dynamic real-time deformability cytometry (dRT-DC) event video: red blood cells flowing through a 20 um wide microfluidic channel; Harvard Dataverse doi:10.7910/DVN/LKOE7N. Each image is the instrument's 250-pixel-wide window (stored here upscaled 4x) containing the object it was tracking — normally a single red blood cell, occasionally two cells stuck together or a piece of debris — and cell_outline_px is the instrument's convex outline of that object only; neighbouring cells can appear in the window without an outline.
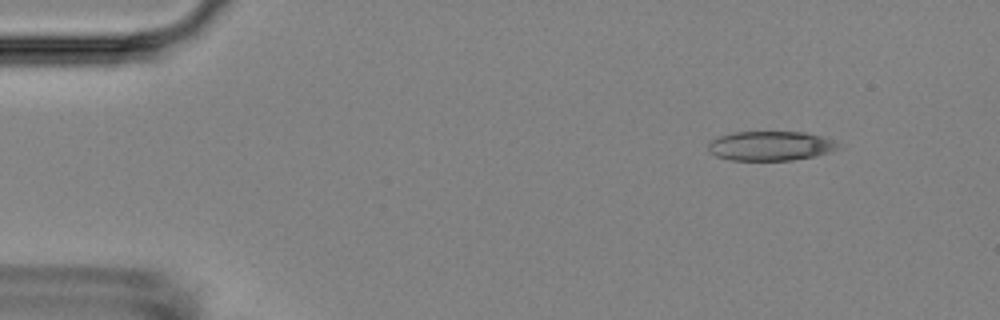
{"species": "Egyptian fruit bat (a non-hibernating species)", "species_latin": "Rousettus aegyptiacus", "temperature_condition": "room temperature", "stored_images_in_passage": 5, "camera_frame_rate_fps": 3000, "um_per_image_px": 0.085, "animal": {"sex": "female"}, "frame": {"image": 1, "passage_image": 2, "time_ms": 1.0, "image_size_px": [1000, 320], "cell_outline_px": [[840, 148], [816, 156], [792, 160], [728, 160], [716, 156], [708, 152], [708, 140], [716, 136], [732, 132], [804, 132], [820, 136], [832, 140]], "centroid_in_image_um": [65.39, 12.4], "position_along_channel_um": 19.6, "area_um2": 22.43}}
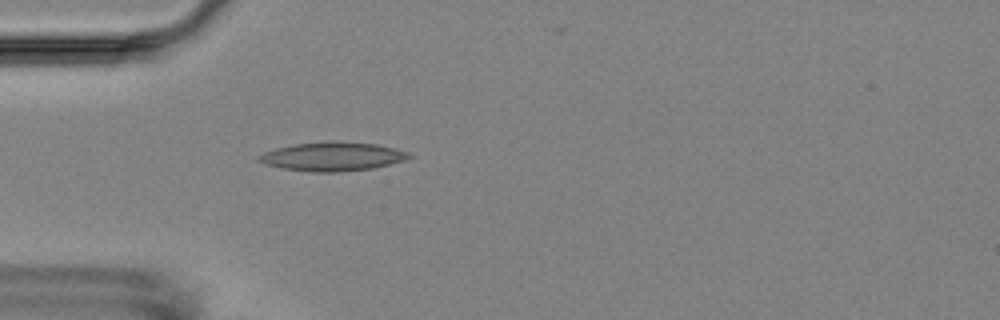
{"frame": {"image": 2, "passage_image": 5, "time_ms": 4.333, "image_size_px": [1000, 320], "cell_outline_px": [[412, 156], [404, 160], [372, 168], [336, 172], [312, 172], [284, 168], [268, 164], [256, 160], [256, 156], [264, 152], [276, 148], [292, 144], [376, 144], [396, 148], [408, 152]], "centroid_in_image_um": [28.24, 13.34], "position_along_channel_um": 56.8, "area_um2": 23.99}}